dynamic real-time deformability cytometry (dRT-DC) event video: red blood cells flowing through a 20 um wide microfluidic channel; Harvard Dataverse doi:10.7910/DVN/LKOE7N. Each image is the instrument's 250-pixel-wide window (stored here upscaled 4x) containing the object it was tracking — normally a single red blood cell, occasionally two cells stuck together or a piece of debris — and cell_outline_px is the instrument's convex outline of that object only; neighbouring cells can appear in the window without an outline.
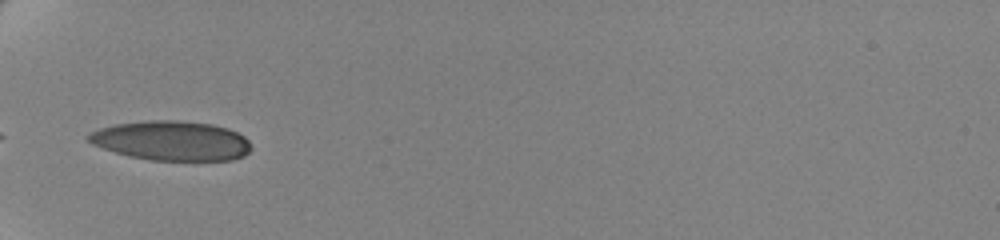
{"species": "human", "species_latin": "Homo sapiens", "temperature_condition": "cold", "stored_images_in_passage": 36, "camera_frame_rate_fps": 3000, "um_per_image_px": 0.085, "donor": {"sex": "female"}, "frame": {"image": 1, "passage_image": 1, "time_ms": 0.0, "image_size_px": [1000, 240], "cell_outline_px": [[252, 148], [244, 156], [232, 160], [152, 160], [128, 156], [92, 144], [88, 140], [88, 136], [92, 132], [100, 128], [116, 124], [152, 120], [176, 120], [212, 124], [228, 128], [244, 136], [248, 140]], "centroid_in_image_um": [14.61, 11.96], "position_along_channel_um": 70.4, "area_um2": 37.28}}
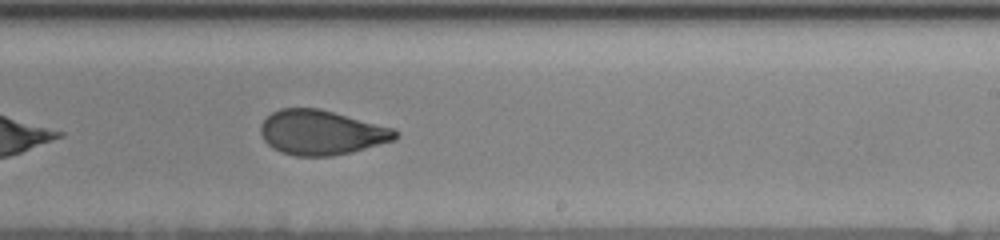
{"frame": {"image": 2, "passage_image": 18, "time_ms": 5.667, "image_size_px": [1000, 240], "cell_outline_px": [[400, 136], [396, 140], [352, 152], [332, 156], [296, 156], [280, 152], [272, 148], [264, 140], [260, 132], [260, 124], [272, 112], [280, 108], [320, 108], [392, 128], [400, 132]], "centroid_in_image_um": [27.33, 11.27], "position_along_channel_um": 261.7, "area_um2": 35.26}}
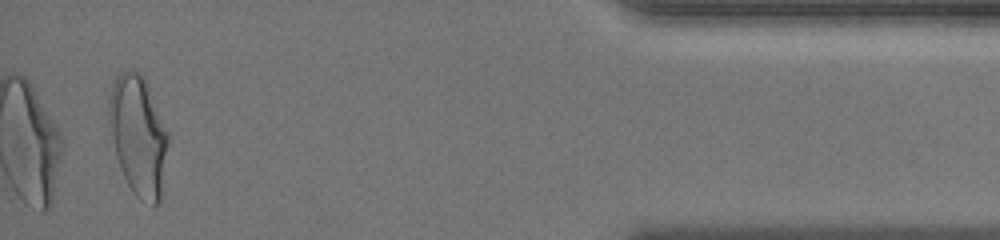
{"frame": {"image": 3, "passage_image": 36, "time_ms": 11.667, "image_size_px": [1000, 240], "cell_outline_px": [[168, 144], [160, 200], [156, 204], [152, 204], [140, 200], [132, 192], [120, 168], [116, 156], [108, 116], [108, 104], [112, 84], [116, 76], [120, 72], [128, 68], [140, 72], [144, 76], [168, 132]], "centroid_in_image_um": [11.74, 11.48], "position_along_channel_um": 423.5, "area_um2": 41.21}, "authors_computed_cell_mechanics": {"area_um2": 35.836, "velocity_mm_per_s": 3.5024, "shape_relaxation_time_tau1_ms": 7.1247, "shape_relaxation_time_tau2_ms": 1.3224, "deformation_change_tau1": 0.2027, "deformation_change_tau2": 0.0679}}